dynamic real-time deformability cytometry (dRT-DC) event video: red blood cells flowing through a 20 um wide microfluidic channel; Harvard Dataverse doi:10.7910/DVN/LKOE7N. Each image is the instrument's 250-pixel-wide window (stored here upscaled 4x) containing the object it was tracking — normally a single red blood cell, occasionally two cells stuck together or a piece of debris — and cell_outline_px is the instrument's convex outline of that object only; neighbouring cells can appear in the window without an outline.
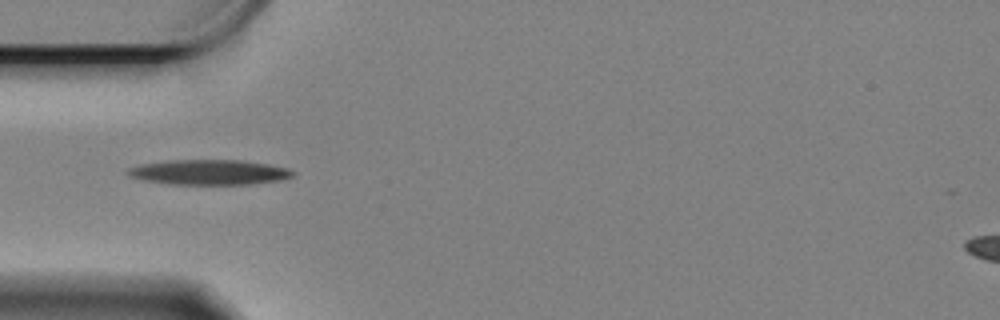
{"species": "Egyptian fruit bat (a non-hibernating species)", "species_latin": "Rousettus aegyptiacus", "temperature_condition": "cold", "stored_images_in_passage": 19, "camera_frame_rate_fps": 3000, "um_per_image_px": 0.085, "animal": {"sex": "female"}, "frame": {"image": 1, "passage_image": 4, "time_ms": 1.0, "image_size_px": [1000, 320], "cell_outline_px": [[296, 172], [292, 176], [280, 180], [248, 184], [176, 184], [148, 180], [132, 176], [128, 172], [128, 168], [140, 164], [168, 160], [240, 160], [268, 164], [288, 168]], "centroid_in_image_um": [17.84, 14.62], "position_along_channel_um": 67.2, "area_um2": 23.7}}
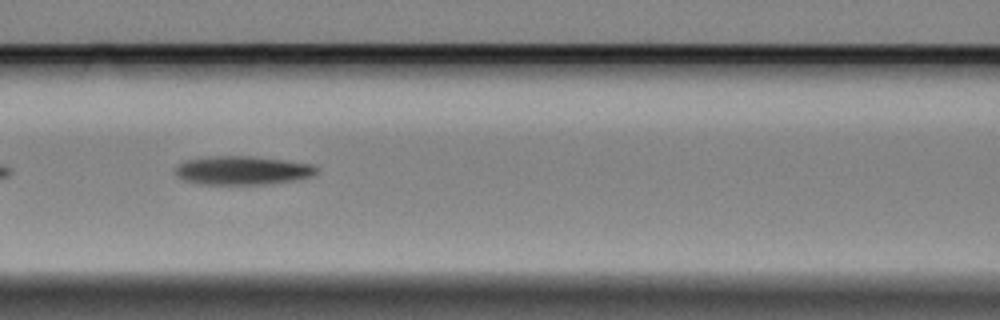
{"frame": {"image": 2, "passage_image": 11, "time_ms": 3.333, "image_size_px": [1000, 320], "cell_outline_px": [[320, 168], [312, 176], [296, 180], [268, 184], [200, 184], [184, 180], [176, 176], [176, 164], [184, 160], [208, 156], [256, 156], [316, 164]], "centroid_in_image_um": [20.64, 14.47], "position_along_channel_um": 146.0, "area_um2": 24.04}}